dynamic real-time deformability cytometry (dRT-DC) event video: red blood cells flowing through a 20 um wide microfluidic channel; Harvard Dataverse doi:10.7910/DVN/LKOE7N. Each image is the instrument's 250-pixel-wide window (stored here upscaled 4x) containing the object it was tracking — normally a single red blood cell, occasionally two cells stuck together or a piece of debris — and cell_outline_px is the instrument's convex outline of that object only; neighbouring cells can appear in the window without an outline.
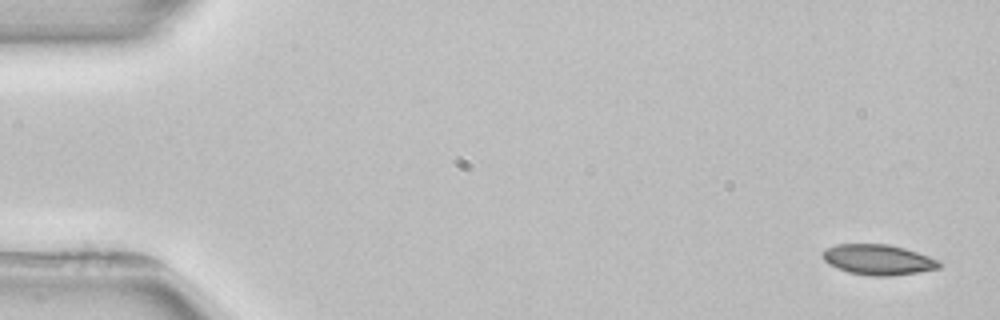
{"species": "common noctule bat (a hibernating species)", "species_latin": "Nyctalus noctula", "temperature_condition": "room temperature", "stored_images_in_passage": 3, "camera_frame_rate_fps": 3000, "um_per_image_px": 0.085, "animal": {"sex": "female", "body_mass_g": 22.7, "forearm_length_mm": 54.2}, "frame": {"image": 1, "passage_image": 1, "time_ms": 0.0, "image_size_px": [1000, 320], "cell_outline_px": [[944, 264], [940, 268], [892, 276], [868, 276], [848, 272], [836, 268], [828, 264], [820, 256], [820, 252], [824, 248], [836, 244], [888, 244], [904, 248], [940, 260]], "centroid_in_image_um": [74.6, 22.07], "position_along_channel_um": 10.4, "area_um2": 20.98}}
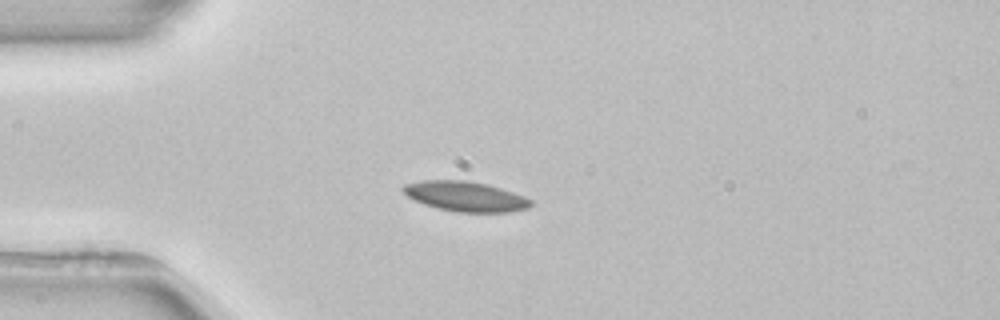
{"frame": {"image": 2, "passage_image": 3, "time_ms": 4.0, "image_size_px": [1000, 320], "cell_outline_px": [[532, 204], [528, 208], [508, 212], [456, 212], [436, 208], [424, 204], [408, 196], [400, 188], [404, 184], [420, 180], [464, 180], [488, 184], [524, 196], [532, 200]], "centroid_in_image_um": [39.54, 16.69], "position_along_channel_um": 45.5, "area_um2": 22.31}}